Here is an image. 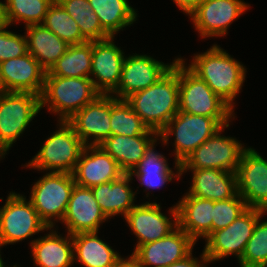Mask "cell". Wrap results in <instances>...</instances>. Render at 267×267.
I'll return each instance as SVG.
<instances>
[{
  "label": "cell",
  "instance_id": "obj_7",
  "mask_svg": "<svg viewBox=\"0 0 267 267\" xmlns=\"http://www.w3.org/2000/svg\"><path fill=\"white\" fill-rule=\"evenodd\" d=\"M41 110L40 96L27 92H0V159L5 158Z\"/></svg>",
  "mask_w": 267,
  "mask_h": 267
},
{
  "label": "cell",
  "instance_id": "obj_20",
  "mask_svg": "<svg viewBox=\"0 0 267 267\" xmlns=\"http://www.w3.org/2000/svg\"><path fill=\"white\" fill-rule=\"evenodd\" d=\"M46 71L30 54L0 63L2 91L27 92L41 96Z\"/></svg>",
  "mask_w": 267,
  "mask_h": 267
},
{
  "label": "cell",
  "instance_id": "obj_19",
  "mask_svg": "<svg viewBox=\"0 0 267 267\" xmlns=\"http://www.w3.org/2000/svg\"><path fill=\"white\" fill-rule=\"evenodd\" d=\"M108 221L89 187L74 186L62 220L67 233L97 232Z\"/></svg>",
  "mask_w": 267,
  "mask_h": 267
},
{
  "label": "cell",
  "instance_id": "obj_28",
  "mask_svg": "<svg viewBox=\"0 0 267 267\" xmlns=\"http://www.w3.org/2000/svg\"><path fill=\"white\" fill-rule=\"evenodd\" d=\"M156 143L157 141L150 146L140 163L129 173L132 177L136 176L140 185L145 187V192L162 188L165 183L172 182L175 178L179 180L182 176L181 164L174 163V172L169 167L166 157L155 151Z\"/></svg>",
  "mask_w": 267,
  "mask_h": 267
},
{
  "label": "cell",
  "instance_id": "obj_6",
  "mask_svg": "<svg viewBox=\"0 0 267 267\" xmlns=\"http://www.w3.org/2000/svg\"><path fill=\"white\" fill-rule=\"evenodd\" d=\"M222 127L223 125L216 118L178 110L159 133V141H162V145H167L171 135H174V154L171 155H174V162L182 164L196 148Z\"/></svg>",
  "mask_w": 267,
  "mask_h": 267
},
{
  "label": "cell",
  "instance_id": "obj_2",
  "mask_svg": "<svg viewBox=\"0 0 267 267\" xmlns=\"http://www.w3.org/2000/svg\"><path fill=\"white\" fill-rule=\"evenodd\" d=\"M188 67L234 110V100L246 80L247 70L241 62L214 44L207 51L194 54Z\"/></svg>",
  "mask_w": 267,
  "mask_h": 267
},
{
  "label": "cell",
  "instance_id": "obj_37",
  "mask_svg": "<svg viewBox=\"0 0 267 267\" xmlns=\"http://www.w3.org/2000/svg\"><path fill=\"white\" fill-rule=\"evenodd\" d=\"M247 209L246 202L238 193L232 198L214 201L212 232L226 228Z\"/></svg>",
  "mask_w": 267,
  "mask_h": 267
},
{
  "label": "cell",
  "instance_id": "obj_27",
  "mask_svg": "<svg viewBox=\"0 0 267 267\" xmlns=\"http://www.w3.org/2000/svg\"><path fill=\"white\" fill-rule=\"evenodd\" d=\"M98 233L83 232L72 235L74 262L84 267H118L127 258L100 239Z\"/></svg>",
  "mask_w": 267,
  "mask_h": 267
},
{
  "label": "cell",
  "instance_id": "obj_40",
  "mask_svg": "<svg viewBox=\"0 0 267 267\" xmlns=\"http://www.w3.org/2000/svg\"><path fill=\"white\" fill-rule=\"evenodd\" d=\"M204 0H173V3L185 14L190 15Z\"/></svg>",
  "mask_w": 267,
  "mask_h": 267
},
{
  "label": "cell",
  "instance_id": "obj_44",
  "mask_svg": "<svg viewBox=\"0 0 267 267\" xmlns=\"http://www.w3.org/2000/svg\"><path fill=\"white\" fill-rule=\"evenodd\" d=\"M0 252H1V248H0ZM0 267H6L5 263L3 262V259L1 257V253H0ZM8 267V266H7ZM10 267V266H9ZM13 267H18L16 264L13 265Z\"/></svg>",
  "mask_w": 267,
  "mask_h": 267
},
{
  "label": "cell",
  "instance_id": "obj_43",
  "mask_svg": "<svg viewBox=\"0 0 267 267\" xmlns=\"http://www.w3.org/2000/svg\"><path fill=\"white\" fill-rule=\"evenodd\" d=\"M211 262H213V260L205 257L196 267H207L206 265Z\"/></svg>",
  "mask_w": 267,
  "mask_h": 267
},
{
  "label": "cell",
  "instance_id": "obj_22",
  "mask_svg": "<svg viewBox=\"0 0 267 267\" xmlns=\"http://www.w3.org/2000/svg\"><path fill=\"white\" fill-rule=\"evenodd\" d=\"M189 170V171H188ZM192 172V182L185 195L212 201L226 200L237 194V173L218 169H181Z\"/></svg>",
  "mask_w": 267,
  "mask_h": 267
},
{
  "label": "cell",
  "instance_id": "obj_34",
  "mask_svg": "<svg viewBox=\"0 0 267 267\" xmlns=\"http://www.w3.org/2000/svg\"><path fill=\"white\" fill-rule=\"evenodd\" d=\"M42 25L52 31L68 45L87 42L75 20L65 11L62 5L55 0L48 9Z\"/></svg>",
  "mask_w": 267,
  "mask_h": 267
},
{
  "label": "cell",
  "instance_id": "obj_13",
  "mask_svg": "<svg viewBox=\"0 0 267 267\" xmlns=\"http://www.w3.org/2000/svg\"><path fill=\"white\" fill-rule=\"evenodd\" d=\"M196 242L179 226L169 235L140 245L128 257L137 267H166L193 252Z\"/></svg>",
  "mask_w": 267,
  "mask_h": 267
},
{
  "label": "cell",
  "instance_id": "obj_33",
  "mask_svg": "<svg viewBox=\"0 0 267 267\" xmlns=\"http://www.w3.org/2000/svg\"><path fill=\"white\" fill-rule=\"evenodd\" d=\"M55 0H5V18L11 26L19 21L25 27L42 24L49 7Z\"/></svg>",
  "mask_w": 267,
  "mask_h": 267
},
{
  "label": "cell",
  "instance_id": "obj_14",
  "mask_svg": "<svg viewBox=\"0 0 267 267\" xmlns=\"http://www.w3.org/2000/svg\"><path fill=\"white\" fill-rule=\"evenodd\" d=\"M249 6L243 0H204L189 18L201 38H217L226 36L232 22L244 14Z\"/></svg>",
  "mask_w": 267,
  "mask_h": 267
},
{
  "label": "cell",
  "instance_id": "obj_23",
  "mask_svg": "<svg viewBox=\"0 0 267 267\" xmlns=\"http://www.w3.org/2000/svg\"><path fill=\"white\" fill-rule=\"evenodd\" d=\"M159 140V134L148 130L144 135H111L99 146L118 163L124 173H130L144 157L150 146Z\"/></svg>",
  "mask_w": 267,
  "mask_h": 267
},
{
  "label": "cell",
  "instance_id": "obj_32",
  "mask_svg": "<svg viewBox=\"0 0 267 267\" xmlns=\"http://www.w3.org/2000/svg\"><path fill=\"white\" fill-rule=\"evenodd\" d=\"M75 20L81 35L87 41L104 40L111 37L101 26L98 15L92 10L88 0H57Z\"/></svg>",
  "mask_w": 267,
  "mask_h": 267
},
{
  "label": "cell",
  "instance_id": "obj_15",
  "mask_svg": "<svg viewBox=\"0 0 267 267\" xmlns=\"http://www.w3.org/2000/svg\"><path fill=\"white\" fill-rule=\"evenodd\" d=\"M236 173L237 193L247 207L267 212V160L248 146L242 152Z\"/></svg>",
  "mask_w": 267,
  "mask_h": 267
},
{
  "label": "cell",
  "instance_id": "obj_5",
  "mask_svg": "<svg viewBox=\"0 0 267 267\" xmlns=\"http://www.w3.org/2000/svg\"><path fill=\"white\" fill-rule=\"evenodd\" d=\"M58 123V130L45 140L25 167L73 174L85 145L67 121Z\"/></svg>",
  "mask_w": 267,
  "mask_h": 267
},
{
  "label": "cell",
  "instance_id": "obj_29",
  "mask_svg": "<svg viewBox=\"0 0 267 267\" xmlns=\"http://www.w3.org/2000/svg\"><path fill=\"white\" fill-rule=\"evenodd\" d=\"M28 53L47 72L67 51L69 45L42 24L25 27Z\"/></svg>",
  "mask_w": 267,
  "mask_h": 267
},
{
  "label": "cell",
  "instance_id": "obj_10",
  "mask_svg": "<svg viewBox=\"0 0 267 267\" xmlns=\"http://www.w3.org/2000/svg\"><path fill=\"white\" fill-rule=\"evenodd\" d=\"M265 213L258 208H248L226 228L213 231L205 239V257L215 262L233 255L239 261L258 219Z\"/></svg>",
  "mask_w": 267,
  "mask_h": 267
},
{
  "label": "cell",
  "instance_id": "obj_12",
  "mask_svg": "<svg viewBox=\"0 0 267 267\" xmlns=\"http://www.w3.org/2000/svg\"><path fill=\"white\" fill-rule=\"evenodd\" d=\"M162 207L157 202L146 201L136 204L123 218L127 226L138 239L134 251L143 244L159 240L178 227V212L174 205L169 208V216L161 211Z\"/></svg>",
  "mask_w": 267,
  "mask_h": 267
},
{
  "label": "cell",
  "instance_id": "obj_17",
  "mask_svg": "<svg viewBox=\"0 0 267 267\" xmlns=\"http://www.w3.org/2000/svg\"><path fill=\"white\" fill-rule=\"evenodd\" d=\"M111 94H100L67 122L85 146H98L111 136Z\"/></svg>",
  "mask_w": 267,
  "mask_h": 267
},
{
  "label": "cell",
  "instance_id": "obj_31",
  "mask_svg": "<svg viewBox=\"0 0 267 267\" xmlns=\"http://www.w3.org/2000/svg\"><path fill=\"white\" fill-rule=\"evenodd\" d=\"M92 51L93 41L69 45L67 51L48 72L60 77L90 78Z\"/></svg>",
  "mask_w": 267,
  "mask_h": 267
},
{
  "label": "cell",
  "instance_id": "obj_21",
  "mask_svg": "<svg viewBox=\"0 0 267 267\" xmlns=\"http://www.w3.org/2000/svg\"><path fill=\"white\" fill-rule=\"evenodd\" d=\"M124 171L99 145L85 146L73 172L75 184L93 187L120 178Z\"/></svg>",
  "mask_w": 267,
  "mask_h": 267
},
{
  "label": "cell",
  "instance_id": "obj_18",
  "mask_svg": "<svg viewBox=\"0 0 267 267\" xmlns=\"http://www.w3.org/2000/svg\"><path fill=\"white\" fill-rule=\"evenodd\" d=\"M114 38L93 41L90 79L100 94H112L119 85L126 56Z\"/></svg>",
  "mask_w": 267,
  "mask_h": 267
},
{
  "label": "cell",
  "instance_id": "obj_38",
  "mask_svg": "<svg viewBox=\"0 0 267 267\" xmlns=\"http://www.w3.org/2000/svg\"><path fill=\"white\" fill-rule=\"evenodd\" d=\"M9 25L0 29V63L18 58L28 53L27 38L24 35L8 31Z\"/></svg>",
  "mask_w": 267,
  "mask_h": 267
},
{
  "label": "cell",
  "instance_id": "obj_45",
  "mask_svg": "<svg viewBox=\"0 0 267 267\" xmlns=\"http://www.w3.org/2000/svg\"><path fill=\"white\" fill-rule=\"evenodd\" d=\"M0 92H2V82H1V77H0Z\"/></svg>",
  "mask_w": 267,
  "mask_h": 267
},
{
  "label": "cell",
  "instance_id": "obj_39",
  "mask_svg": "<svg viewBox=\"0 0 267 267\" xmlns=\"http://www.w3.org/2000/svg\"><path fill=\"white\" fill-rule=\"evenodd\" d=\"M192 254L193 253L191 252L184 259L174 262L166 267H196L205 258L203 251H202V254L200 255V259L194 257Z\"/></svg>",
  "mask_w": 267,
  "mask_h": 267
},
{
  "label": "cell",
  "instance_id": "obj_8",
  "mask_svg": "<svg viewBox=\"0 0 267 267\" xmlns=\"http://www.w3.org/2000/svg\"><path fill=\"white\" fill-rule=\"evenodd\" d=\"M74 186L73 174L64 172H46L32 186L29 201L48 227L62 222Z\"/></svg>",
  "mask_w": 267,
  "mask_h": 267
},
{
  "label": "cell",
  "instance_id": "obj_4",
  "mask_svg": "<svg viewBox=\"0 0 267 267\" xmlns=\"http://www.w3.org/2000/svg\"><path fill=\"white\" fill-rule=\"evenodd\" d=\"M179 57V110L216 118L223 126L235 119L234 110L216 95Z\"/></svg>",
  "mask_w": 267,
  "mask_h": 267
},
{
  "label": "cell",
  "instance_id": "obj_16",
  "mask_svg": "<svg viewBox=\"0 0 267 267\" xmlns=\"http://www.w3.org/2000/svg\"><path fill=\"white\" fill-rule=\"evenodd\" d=\"M135 54L125 57L119 85L111 94L119 100H125L131 94L156 83L172 68L176 60L175 58L170 64H166L150 55Z\"/></svg>",
  "mask_w": 267,
  "mask_h": 267
},
{
  "label": "cell",
  "instance_id": "obj_24",
  "mask_svg": "<svg viewBox=\"0 0 267 267\" xmlns=\"http://www.w3.org/2000/svg\"><path fill=\"white\" fill-rule=\"evenodd\" d=\"M48 230L49 234L30 242L34 264L38 267H71L74 264L72 235L67 233L64 237L54 227Z\"/></svg>",
  "mask_w": 267,
  "mask_h": 267
},
{
  "label": "cell",
  "instance_id": "obj_30",
  "mask_svg": "<svg viewBox=\"0 0 267 267\" xmlns=\"http://www.w3.org/2000/svg\"><path fill=\"white\" fill-rule=\"evenodd\" d=\"M92 10L98 15L102 28L115 37L119 31L133 25L137 20V11L128 0H88Z\"/></svg>",
  "mask_w": 267,
  "mask_h": 267
},
{
  "label": "cell",
  "instance_id": "obj_26",
  "mask_svg": "<svg viewBox=\"0 0 267 267\" xmlns=\"http://www.w3.org/2000/svg\"><path fill=\"white\" fill-rule=\"evenodd\" d=\"M133 179L129 173H125L117 180L91 187L101 211L108 219L119 215L124 218L135 206L137 192L130 186Z\"/></svg>",
  "mask_w": 267,
  "mask_h": 267
},
{
  "label": "cell",
  "instance_id": "obj_36",
  "mask_svg": "<svg viewBox=\"0 0 267 267\" xmlns=\"http://www.w3.org/2000/svg\"><path fill=\"white\" fill-rule=\"evenodd\" d=\"M262 217L265 216L258 219L245 251L238 261L240 267H267V220L261 222Z\"/></svg>",
  "mask_w": 267,
  "mask_h": 267
},
{
  "label": "cell",
  "instance_id": "obj_11",
  "mask_svg": "<svg viewBox=\"0 0 267 267\" xmlns=\"http://www.w3.org/2000/svg\"><path fill=\"white\" fill-rule=\"evenodd\" d=\"M229 124L196 148L181 164V169H218L237 172L242 152L246 148L235 137L221 135Z\"/></svg>",
  "mask_w": 267,
  "mask_h": 267
},
{
  "label": "cell",
  "instance_id": "obj_9",
  "mask_svg": "<svg viewBox=\"0 0 267 267\" xmlns=\"http://www.w3.org/2000/svg\"><path fill=\"white\" fill-rule=\"evenodd\" d=\"M48 228L26 196L10 191L0 208V248L48 231Z\"/></svg>",
  "mask_w": 267,
  "mask_h": 267
},
{
  "label": "cell",
  "instance_id": "obj_25",
  "mask_svg": "<svg viewBox=\"0 0 267 267\" xmlns=\"http://www.w3.org/2000/svg\"><path fill=\"white\" fill-rule=\"evenodd\" d=\"M178 226L195 242L206 239L212 233L214 201L191 195H183L176 203Z\"/></svg>",
  "mask_w": 267,
  "mask_h": 267
},
{
  "label": "cell",
  "instance_id": "obj_42",
  "mask_svg": "<svg viewBox=\"0 0 267 267\" xmlns=\"http://www.w3.org/2000/svg\"><path fill=\"white\" fill-rule=\"evenodd\" d=\"M118 267H137L128 257Z\"/></svg>",
  "mask_w": 267,
  "mask_h": 267
},
{
  "label": "cell",
  "instance_id": "obj_1",
  "mask_svg": "<svg viewBox=\"0 0 267 267\" xmlns=\"http://www.w3.org/2000/svg\"><path fill=\"white\" fill-rule=\"evenodd\" d=\"M125 100L144 124L159 134L179 110V57L156 83Z\"/></svg>",
  "mask_w": 267,
  "mask_h": 267
},
{
  "label": "cell",
  "instance_id": "obj_35",
  "mask_svg": "<svg viewBox=\"0 0 267 267\" xmlns=\"http://www.w3.org/2000/svg\"><path fill=\"white\" fill-rule=\"evenodd\" d=\"M110 126L111 135L130 137L144 135L149 130L126 100H119L113 95H111Z\"/></svg>",
  "mask_w": 267,
  "mask_h": 267
},
{
  "label": "cell",
  "instance_id": "obj_3",
  "mask_svg": "<svg viewBox=\"0 0 267 267\" xmlns=\"http://www.w3.org/2000/svg\"><path fill=\"white\" fill-rule=\"evenodd\" d=\"M99 95L90 78L60 77L47 71L40 96L41 110L48 107V112L59 116L58 121H67Z\"/></svg>",
  "mask_w": 267,
  "mask_h": 267
},
{
  "label": "cell",
  "instance_id": "obj_41",
  "mask_svg": "<svg viewBox=\"0 0 267 267\" xmlns=\"http://www.w3.org/2000/svg\"><path fill=\"white\" fill-rule=\"evenodd\" d=\"M7 25L6 18H5V8L4 2L0 1V29Z\"/></svg>",
  "mask_w": 267,
  "mask_h": 267
}]
</instances>
